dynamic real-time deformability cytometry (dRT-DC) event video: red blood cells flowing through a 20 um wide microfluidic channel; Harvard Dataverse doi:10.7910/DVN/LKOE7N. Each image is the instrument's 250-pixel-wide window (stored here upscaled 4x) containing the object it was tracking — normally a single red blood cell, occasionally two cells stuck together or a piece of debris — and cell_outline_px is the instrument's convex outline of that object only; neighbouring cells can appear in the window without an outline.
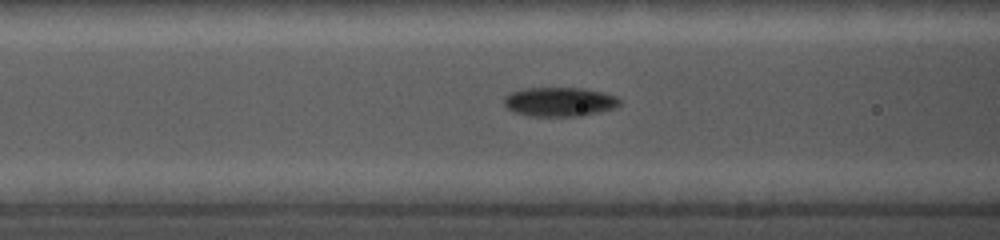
{"species": "common noctule bat (a hibernating species)", "species_latin": "Nyctalus noctula", "temperature_condition": "cold", "stored_images_in_passage": 33, "camera_frame_rate_fps": 5000, "um_per_image_px": 0.085, "animal": {"sex": "female", "body_mass_g": 19.0, "forearm_length_mm": 56.7}, "frame": {"image": 1, "passage_image": 8, "time_ms": 3.0, "image_size_px": [1000, 240], "cell_outline_px": [[620, 104], [616, 108], [580, 116], [528, 116], [512, 112], [504, 104], [504, 96], [512, 92], [528, 88], [584, 88], [604, 92], [616, 96], [620, 100]], "centroid_in_image_um": [47.57, 8.66], "position_along_channel_um": 119.0, "area_um2": 19.77}}
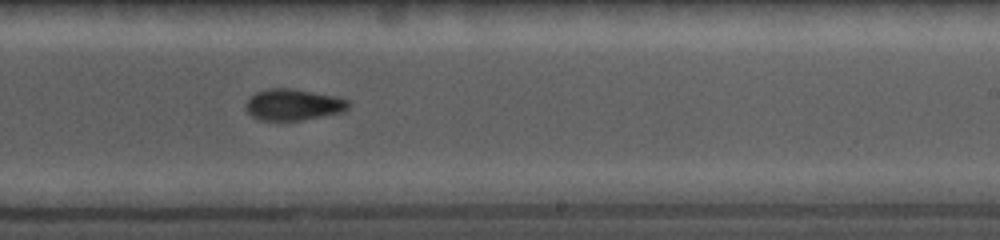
{"frame": {"image": 2, "passage_image": 18, "time_ms": 6.8, "image_size_px": [1000, 240], "cell_outline_px": [[348, 108], [344, 112], [300, 120], [260, 120], [252, 116], [244, 108], [248, 100], [256, 92], [268, 88], [288, 88], [336, 96], [348, 100]], "centroid_in_image_um": [24.92, 8.9], "position_along_channel_um": 264.1, "area_um2": 18.55}}
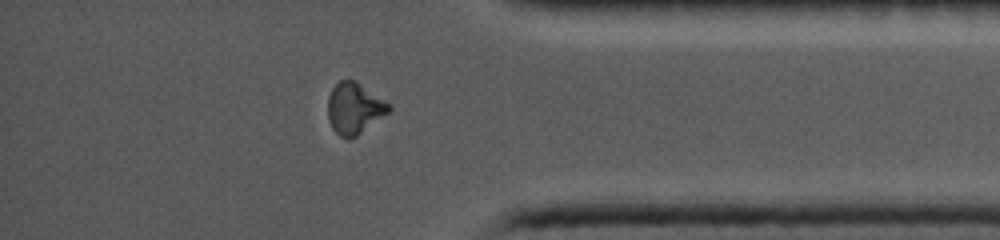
{"frame": {"image": 3, "passage_image": 28, "time_ms": 10.6, "image_size_px": [1000, 240], "cell_outline_px": [[392, 108], [388, 112], [356, 136], [340, 136], [332, 128], [328, 120], [328, 96], [332, 88], [340, 80], [356, 80], [392, 104]], "centroid_in_image_um": [30.13, 9.16], "position_along_channel_um": 405.1, "area_um2": 18.09}}